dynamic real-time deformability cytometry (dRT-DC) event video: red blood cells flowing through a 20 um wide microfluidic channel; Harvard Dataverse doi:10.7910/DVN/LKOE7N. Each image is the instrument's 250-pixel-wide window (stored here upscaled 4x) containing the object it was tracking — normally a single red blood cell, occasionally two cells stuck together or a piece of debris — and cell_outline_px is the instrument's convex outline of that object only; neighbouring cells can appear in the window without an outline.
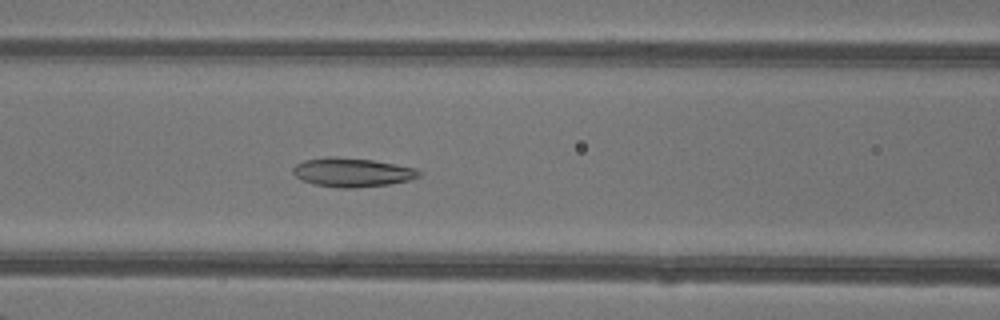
{"species": "common noctule bat (a hibernating species)", "species_latin": "Nyctalus noctula", "temperature_condition": "warm", "stored_images_in_passage": 43, "camera_frame_rate_fps": 3000, "um_per_image_px": 0.085, "animal": {"sex": "female"}, "frame": {"image": 1, "passage_image": 16, "time_ms": 5.0, "image_size_px": [1000, 320], "cell_outline_px": [[424, 172], [420, 176], [408, 180], [388, 184], [352, 188], [340, 188], [316, 184], [300, 180], [292, 172], [292, 168], [296, 164], [304, 160], [324, 156], [336, 156], [372, 160], [416, 168]], "centroid_in_image_um": [29.92, 14.63], "position_along_channel_um": 136.7, "area_um2": 21.33}}
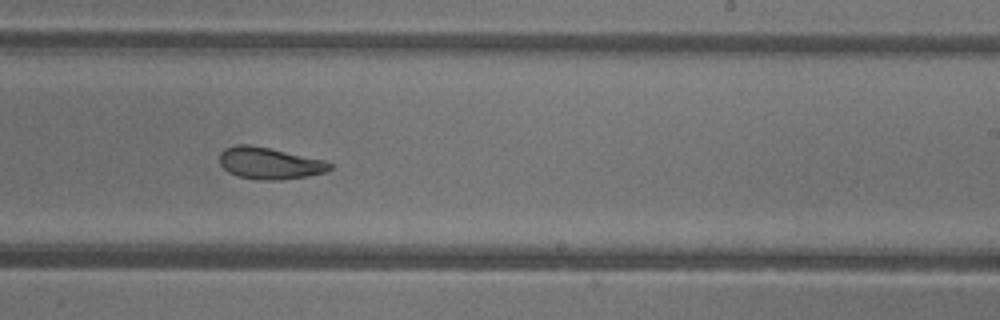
{"frame": {"image": 2, "passage_image": 25, "time_ms": 8.0, "image_size_px": [1000, 320], "cell_outline_px": [[332, 168], [324, 172], [304, 176], [280, 180], [260, 180], [240, 176], [228, 172], [220, 164], [220, 152], [224, 148], [236, 144], [248, 144], [268, 148], [324, 160], [332, 164]], "centroid_in_image_um": [22.87, 13.87], "position_along_channel_um": 266.1, "area_um2": 20.11}}
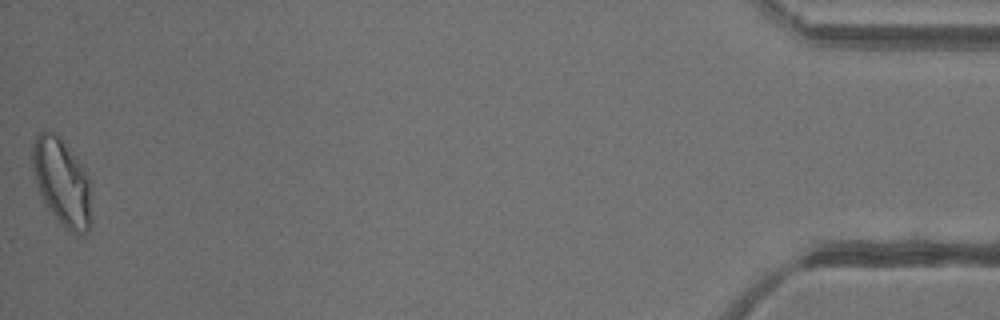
{"frame": {"image": 3, "passage_image": 43, "time_ms": 14.0, "image_size_px": [1000, 320], "cell_outline_px": [[92, 224], [88, 232], [84, 236], [80, 236], [68, 232], [48, 212], [40, 200], [32, 176], [32, 144], [36, 136], [40, 132], [56, 132], [64, 140], [88, 176], [92, 220]], "centroid_in_image_um": [5.23, 15.57], "position_along_channel_um": 430.0, "area_um2": 31.15}, "authors_computed_cell_mechanics": {"area_um2": 23.12, "velocity_mm_per_s": 4.3237, "shape_relaxation_time_tau1_ms": 5.8708, "shape_relaxation_time_tau2_ms": 1.5769, "deformation_change_tau1": 0.1864, "deformation_change_tau2": 0.0823}}